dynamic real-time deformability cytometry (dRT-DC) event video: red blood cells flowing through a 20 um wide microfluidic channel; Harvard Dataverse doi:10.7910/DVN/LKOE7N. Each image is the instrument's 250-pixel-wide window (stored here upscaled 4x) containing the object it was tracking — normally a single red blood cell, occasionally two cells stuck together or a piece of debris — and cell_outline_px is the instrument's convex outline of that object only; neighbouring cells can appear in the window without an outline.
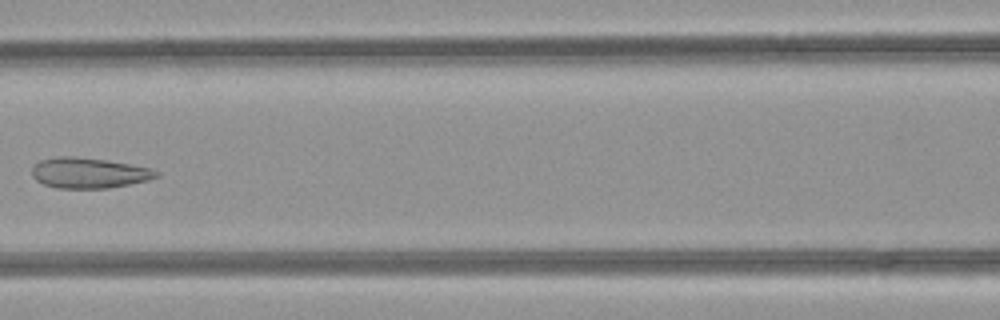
{"species": "common noctule bat (a hibernating species)", "species_latin": "Nyctalus noctula", "temperature_condition": "room temperature", "stored_images_in_passage": 7, "camera_frame_rate_fps": 3000, "um_per_image_px": 0.085, "animal": {"sex": "female", "body_mass_g": 21.9}, "frame": {"image": 1, "passage_image": 7, "time_ms": 2.0, "image_size_px": [1000, 320], "cell_outline_px": [[160, 176], [148, 180], [108, 188], [56, 188], [44, 184], [36, 180], [32, 176], [32, 168], [40, 160], [56, 156], [72, 156], [104, 160], [128, 164], [148, 168], [160, 172]], "centroid_in_image_um": [7.53, 14.7], "position_along_channel_um": 159.1, "area_um2": 21.91}}